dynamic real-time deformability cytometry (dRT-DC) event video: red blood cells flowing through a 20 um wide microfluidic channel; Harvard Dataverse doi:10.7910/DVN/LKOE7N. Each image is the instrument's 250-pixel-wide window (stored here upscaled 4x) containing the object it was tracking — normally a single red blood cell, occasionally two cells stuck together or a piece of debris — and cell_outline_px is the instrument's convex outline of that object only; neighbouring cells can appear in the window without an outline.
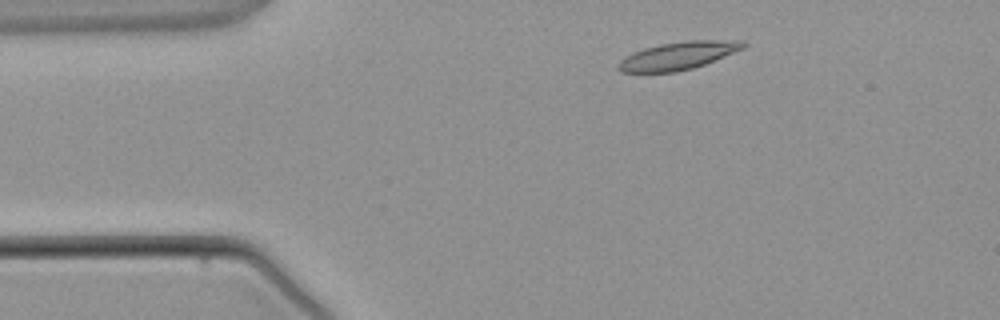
{"species": "common noctule bat (a hibernating species)", "species_latin": "Nyctalus noctula", "temperature_condition": "warm", "stored_images_in_passage": 2, "camera_frame_rate_fps": 3000, "um_per_image_px": 0.085, "animal": {"sex": "male", "body_mass_g": 21.5, "forearm_length_mm": 52.0}, "frame": {"image": 1, "passage_image": 1, "time_ms": 0.0, "image_size_px": [1000, 320], "cell_outline_px": [[748, 44], [744, 48], [704, 64], [692, 68], [676, 72], [620, 72], [620, 60], [632, 52], [644, 48], [660, 44], [688, 40], [744, 40]], "centroid_in_image_um": [57.68, 4.72], "position_along_channel_um": 27.3, "area_um2": 20.06}}